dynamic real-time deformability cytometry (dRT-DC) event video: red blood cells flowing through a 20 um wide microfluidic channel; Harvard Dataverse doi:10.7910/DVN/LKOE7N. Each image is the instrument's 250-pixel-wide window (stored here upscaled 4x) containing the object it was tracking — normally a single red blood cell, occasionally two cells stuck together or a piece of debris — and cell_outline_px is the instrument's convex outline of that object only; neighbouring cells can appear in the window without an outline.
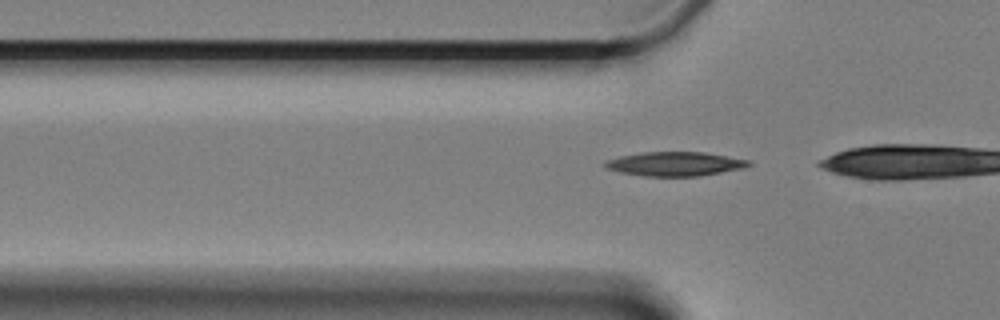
{"species": "Egyptian fruit bat (a non-hibernating species)", "species_latin": "Rousettus aegyptiacus", "temperature_condition": "cold", "stored_images_in_passage": 8, "camera_frame_rate_fps": 3000, "um_per_image_px": 0.085, "animal": {"sex": "female"}, "frame": {"image": 1, "passage_image": 2, "time_ms": 0.333, "image_size_px": [1000, 320], "cell_outline_px": [[752, 164], [744, 168], [700, 176], [644, 176], [620, 172], [604, 168], [604, 164], [608, 160], [620, 156], [644, 152], [704, 152], [752, 160]], "centroid_in_image_um": [57.42, 13.93], "position_along_channel_um": 68.4, "area_um2": 20.23}}
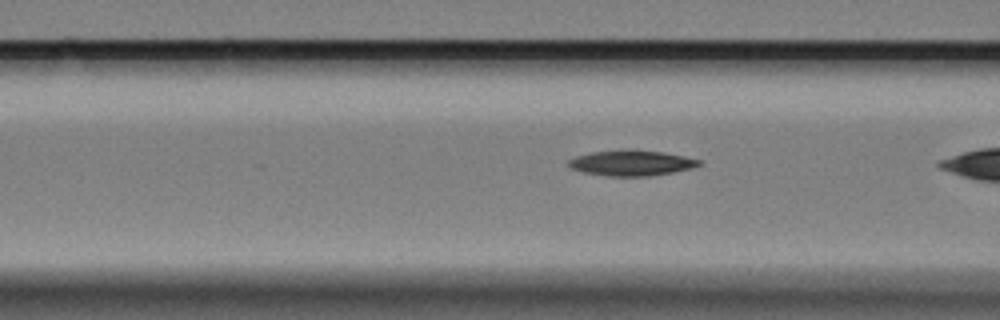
{"frame": {"image": 2, "passage_image": 6, "time_ms": 1.667, "image_size_px": [1000, 320], "cell_outline_px": [[700, 164], [692, 168], [672, 172], [648, 176], [608, 176], [584, 172], [572, 168], [568, 164], [568, 160], [576, 156], [592, 152], [628, 148], [632, 148], [664, 152], [684, 156], [700, 160]], "centroid_in_image_um": [53.66, 13.83], "position_along_channel_um": 112.9, "area_um2": 19.48}}